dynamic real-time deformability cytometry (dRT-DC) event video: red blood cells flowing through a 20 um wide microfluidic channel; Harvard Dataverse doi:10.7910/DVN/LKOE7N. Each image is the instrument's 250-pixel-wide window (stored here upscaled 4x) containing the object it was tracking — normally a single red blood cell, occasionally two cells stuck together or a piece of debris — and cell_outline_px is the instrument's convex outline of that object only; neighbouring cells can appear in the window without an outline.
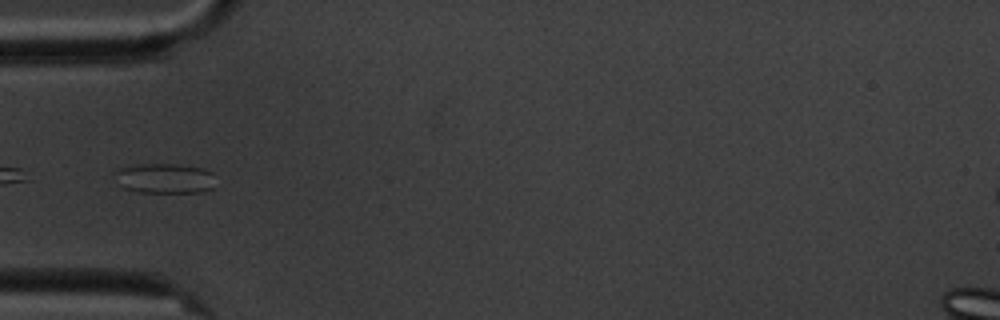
{"species": "common noctule bat (a hibernating species)", "species_latin": "Nyctalus noctula", "temperature_condition": "cold", "stored_images_in_passage": 6, "camera_frame_rate_fps": 3000, "um_per_image_px": 0.085, "animal": {"sex": "male", "body_mass_g": 20.1, "forearm_length_mm": 53.5}, "frame": {"image": 1, "passage_image": 2, "time_ms": 1.0, "image_size_px": [1000, 320], "cell_outline_px": [[212, 188], [200, 192], [140, 192], [124, 188], [120, 184], [112, 172], [116, 168], [140, 164], [176, 164], [204, 168], [212, 172]], "centroid_in_image_um": [13.95, 15.14], "position_along_channel_um": 71.1, "area_um2": 17.57}}
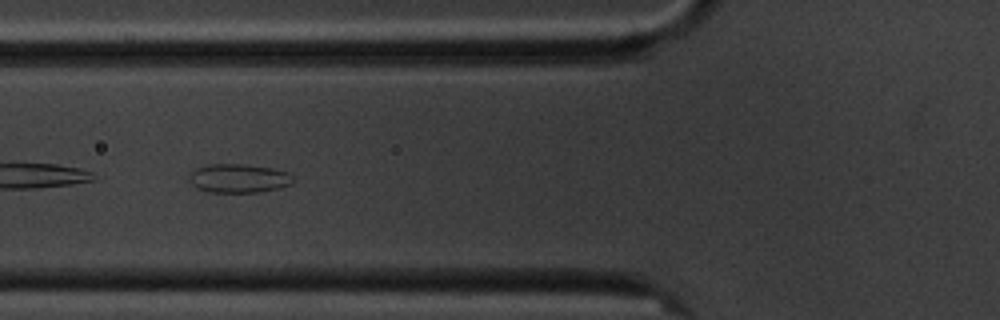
{"frame": {"image": 2, "passage_image": 3, "time_ms": 2.0, "image_size_px": [1000, 320], "cell_outline_px": [[296, 180], [292, 184], [280, 188], [260, 192], [208, 192], [196, 188], [192, 184], [188, 176], [196, 168], [208, 164], [248, 164], [272, 168], [288, 172], [296, 176]], "centroid_in_image_um": [20.35, 15.15], "position_along_channel_um": 105.5, "area_um2": 17.8}}